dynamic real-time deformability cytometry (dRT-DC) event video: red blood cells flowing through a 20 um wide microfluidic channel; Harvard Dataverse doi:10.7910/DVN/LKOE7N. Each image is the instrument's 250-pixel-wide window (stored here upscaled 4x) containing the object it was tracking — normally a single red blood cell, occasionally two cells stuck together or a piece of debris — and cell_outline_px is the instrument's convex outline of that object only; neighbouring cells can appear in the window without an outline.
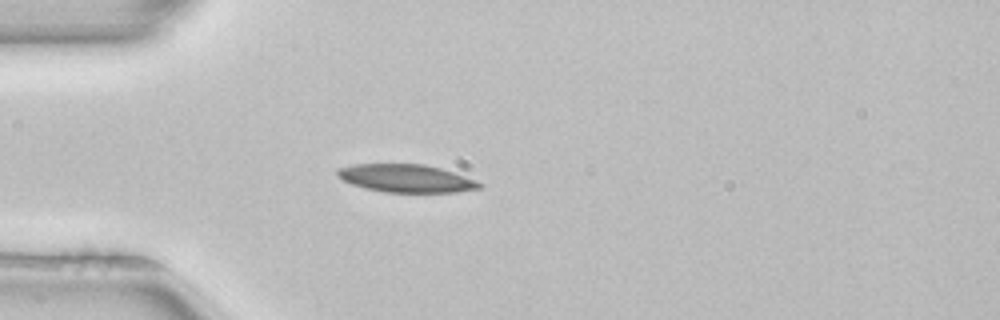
{"species": "common noctule bat (a hibernating species)", "species_latin": "Nyctalus noctula", "temperature_condition": "room temperature", "stored_images_in_passage": 45, "camera_frame_rate_fps": 3000, "um_per_image_px": 0.085, "animal": {"sex": "female", "body_mass_g": 22.7, "forearm_length_mm": 54.2}, "frame": {"image": 1, "passage_image": 14, "time_ms": 4.333, "image_size_px": [1000, 320], "cell_outline_px": [[484, 184], [480, 188], [456, 192], [384, 192], [364, 188], [352, 184], [336, 176], [336, 168], [352, 164], [424, 164], [440, 168], [476, 180]], "centroid_in_image_um": [34.48, 15.15], "position_along_channel_um": 50.5, "area_um2": 23.12}}
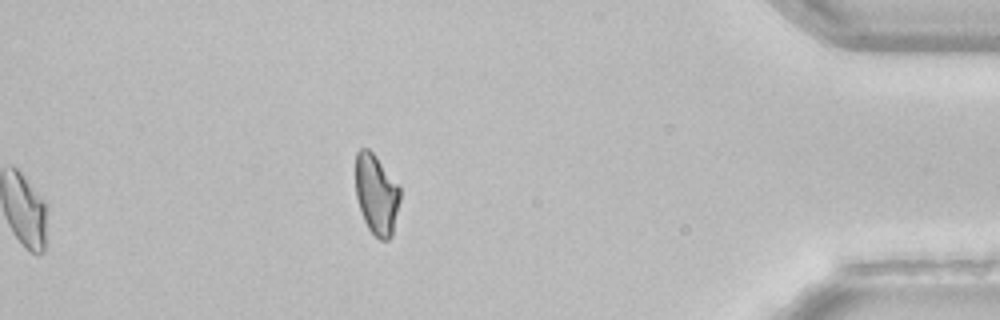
{"frame": {"image": 2, "passage_image": 45, "time_ms": 14.667, "image_size_px": [1000, 320], "cell_outline_px": [[400, 200], [392, 236], [388, 240], [380, 240], [368, 228], [364, 220], [356, 196], [356, 152], [360, 148], [368, 148], [376, 156], [400, 188]], "centroid_in_image_um": [32.0, 16.53], "position_along_channel_um": 403.2, "area_um2": 20.63}, "authors_computed_cell_mechanics": {"area_um2": 22.6576, "velocity_mm_per_s": 3.9689, "shape_relaxation_time_tau1_ms": 8.0472, "shape_relaxation_time_tau2_ms": null, "deformation_change_tau1": 0.1684, "deformation_change_tau2": null}}